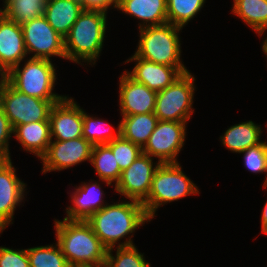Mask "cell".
Instances as JSON below:
<instances>
[{"mask_svg": "<svg viewBox=\"0 0 267 267\" xmlns=\"http://www.w3.org/2000/svg\"><path fill=\"white\" fill-rule=\"evenodd\" d=\"M86 221L91 225L94 234L104 247L109 250L134 246L132 239L134 232L141 226L143 227L145 223H150L151 220L146 215L141 202L121 199L113 201L112 204L108 203ZM121 240L123 242H120Z\"/></svg>", "mask_w": 267, "mask_h": 267, "instance_id": "6da1fadb", "label": "cell"}, {"mask_svg": "<svg viewBox=\"0 0 267 267\" xmlns=\"http://www.w3.org/2000/svg\"><path fill=\"white\" fill-rule=\"evenodd\" d=\"M56 242L70 267H102L107 249L83 220H54Z\"/></svg>", "mask_w": 267, "mask_h": 267, "instance_id": "7a4b0ae2", "label": "cell"}, {"mask_svg": "<svg viewBox=\"0 0 267 267\" xmlns=\"http://www.w3.org/2000/svg\"><path fill=\"white\" fill-rule=\"evenodd\" d=\"M107 14L98 10L81 12L64 38L66 60L81 66L87 63L89 67L97 63L107 37Z\"/></svg>", "mask_w": 267, "mask_h": 267, "instance_id": "3957f363", "label": "cell"}, {"mask_svg": "<svg viewBox=\"0 0 267 267\" xmlns=\"http://www.w3.org/2000/svg\"><path fill=\"white\" fill-rule=\"evenodd\" d=\"M139 42L134 55L150 62L175 67L181 74L190 70L181 59L182 28L166 23L138 29Z\"/></svg>", "mask_w": 267, "mask_h": 267, "instance_id": "277c9868", "label": "cell"}, {"mask_svg": "<svg viewBox=\"0 0 267 267\" xmlns=\"http://www.w3.org/2000/svg\"><path fill=\"white\" fill-rule=\"evenodd\" d=\"M200 189L182 170L180 163H161L152 179L151 189L142 202L150 220L161 206L189 195L200 194Z\"/></svg>", "mask_w": 267, "mask_h": 267, "instance_id": "5b68a950", "label": "cell"}, {"mask_svg": "<svg viewBox=\"0 0 267 267\" xmlns=\"http://www.w3.org/2000/svg\"><path fill=\"white\" fill-rule=\"evenodd\" d=\"M23 61L24 65L18 64L5 75V80L14 89L43 100H62L65 97L54 91L57 68L52 60L27 57Z\"/></svg>", "mask_w": 267, "mask_h": 267, "instance_id": "8992f818", "label": "cell"}, {"mask_svg": "<svg viewBox=\"0 0 267 267\" xmlns=\"http://www.w3.org/2000/svg\"><path fill=\"white\" fill-rule=\"evenodd\" d=\"M196 79L189 71L157 92L154 114L158 120L188 123L192 119Z\"/></svg>", "mask_w": 267, "mask_h": 267, "instance_id": "52a82bcc", "label": "cell"}, {"mask_svg": "<svg viewBox=\"0 0 267 267\" xmlns=\"http://www.w3.org/2000/svg\"><path fill=\"white\" fill-rule=\"evenodd\" d=\"M60 100H43L14 89L6 80L0 87V106L13 129L22 124L49 121L51 109Z\"/></svg>", "mask_w": 267, "mask_h": 267, "instance_id": "ba28073f", "label": "cell"}, {"mask_svg": "<svg viewBox=\"0 0 267 267\" xmlns=\"http://www.w3.org/2000/svg\"><path fill=\"white\" fill-rule=\"evenodd\" d=\"M21 28L29 58L52 60L53 57H59L66 60L64 38L53 29L44 15L23 23Z\"/></svg>", "mask_w": 267, "mask_h": 267, "instance_id": "9c48e42d", "label": "cell"}, {"mask_svg": "<svg viewBox=\"0 0 267 267\" xmlns=\"http://www.w3.org/2000/svg\"><path fill=\"white\" fill-rule=\"evenodd\" d=\"M184 122L158 120L155 130L143 148V154L158 159L160 163H178L187 136Z\"/></svg>", "mask_w": 267, "mask_h": 267, "instance_id": "30bf717a", "label": "cell"}, {"mask_svg": "<svg viewBox=\"0 0 267 267\" xmlns=\"http://www.w3.org/2000/svg\"><path fill=\"white\" fill-rule=\"evenodd\" d=\"M160 164L158 160L154 162V158L142 153L127 169L121 172L114 191L120 196H124L123 199L142 203L150 192L153 176Z\"/></svg>", "mask_w": 267, "mask_h": 267, "instance_id": "8fae6325", "label": "cell"}, {"mask_svg": "<svg viewBox=\"0 0 267 267\" xmlns=\"http://www.w3.org/2000/svg\"><path fill=\"white\" fill-rule=\"evenodd\" d=\"M93 145L83 137L71 140H51L46 153L40 158L42 174L53 171H63L90 162Z\"/></svg>", "mask_w": 267, "mask_h": 267, "instance_id": "7c38bea8", "label": "cell"}, {"mask_svg": "<svg viewBox=\"0 0 267 267\" xmlns=\"http://www.w3.org/2000/svg\"><path fill=\"white\" fill-rule=\"evenodd\" d=\"M51 140H71L83 137V108L72 97L55 103L49 116Z\"/></svg>", "mask_w": 267, "mask_h": 267, "instance_id": "4fadbf2b", "label": "cell"}, {"mask_svg": "<svg viewBox=\"0 0 267 267\" xmlns=\"http://www.w3.org/2000/svg\"><path fill=\"white\" fill-rule=\"evenodd\" d=\"M16 173L12 159L0 168V232L13 224L15 210L26 201L27 184Z\"/></svg>", "mask_w": 267, "mask_h": 267, "instance_id": "5bb4252c", "label": "cell"}, {"mask_svg": "<svg viewBox=\"0 0 267 267\" xmlns=\"http://www.w3.org/2000/svg\"><path fill=\"white\" fill-rule=\"evenodd\" d=\"M120 116L154 113L157 92L135 81L125 71L119 77Z\"/></svg>", "mask_w": 267, "mask_h": 267, "instance_id": "9a60e30c", "label": "cell"}, {"mask_svg": "<svg viewBox=\"0 0 267 267\" xmlns=\"http://www.w3.org/2000/svg\"><path fill=\"white\" fill-rule=\"evenodd\" d=\"M26 57L21 25L0 13V73L6 75Z\"/></svg>", "mask_w": 267, "mask_h": 267, "instance_id": "2e32d148", "label": "cell"}, {"mask_svg": "<svg viewBox=\"0 0 267 267\" xmlns=\"http://www.w3.org/2000/svg\"><path fill=\"white\" fill-rule=\"evenodd\" d=\"M81 182L75 185L74 191L70 194V206L66 207L65 219L86 221L93 213L99 211L108 203L103 198L105 192L98 181Z\"/></svg>", "mask_w": 267, "mask_h": 267, "instance_id": "e0dca14e", "label": "cell"}, {"mask_svg": "<svg viewBox=\"0 0 267 267\" xmlns=\"http://www.w3.org/2000/svg\"><path fill=\"white\" fill-rule=\"evenodd\" d=\"M135 62L132 71L125 72L135 81L149 89L160 92L167 88L182 74L175 68L136 57L134 54L124 63Z\"/></svg>", "mask_w": 267, "mask_h": 267, "instance_id": "ac0fdd59", "label": "cell"}, {"mask_svg": "<svg viewBox=\"0 0 267 267\" xmlns=\"http://www.w3.org/2000/svg\"><path fill=\"white\" fill-rule=\"evenodd\" d=\"M119 10L139 20L138 29L168 23L167 0H118Z\"/></svg>", "mask_w": 267, "mask_h": 267, "instance_id": "d6986e66", "label": "cell"}, {"mask_svg": "<svg viewBox=\"0 0 267 267\" xmlns=\"http://www.w3.org/2000/svg\"><path fill=\"white\" fill-rule=\"evenodd\" d=\"M13 136L23 151L34 154L40 160L51 143L50 123L38 121L18 125L13 129Z\"/></svg>", "mask_w": 267, "mask_h": 267, "instance_id": "ffe728a7", "label": "cell"}, {"mask_svg": "<svg viewBox=\"0 0 267 267\" xmlns=\"http://www.w3.org/2000/svg\"><path fill=\"white\" fill-rule=\"evenodd\" d=\"M82 11L78 0H46L44 16L53 29L65 38Z\"/></svg>", "mask_w": 267, "mask_h": 267, "instance_id": "44dd1931", "label": "cell"}, {"mask_svg": "<svg viewBox=\"0 0 267 267\" xmlns=\"http://www.w3.org/2000/svg\"><path fill=\"white\" fill-rule=\"evenodd\" d=\"M262 133L261 124L258 125L252 120H247L228 127L219 139L226 150L239 154L260 144Z\"/></svg>", "mask_w": 267, "mask_h": 267, "instance_id": "7402d4cb", "label": "cell"}, {"mask_svg": "<svg viewBox=\"0 0 267 267\" xmlns=\"http://www.w3.org/2000/svg\"><path fill=\"white\" fill-rule=\"evenodd\" d=\"M121 117V136L143 149L157 125L156 115L147 113Z\"/></svg>", "mask_w": 267, "mask_h": 267, "instance_id": "603a6c76", "label": "cell"}, {"mask_svg": "<svg viewBox=\"0 0 267 267\" xmlns=\"http://www.w3.org/2000/svg\"><path fill=\"white\" fill-rule=\"evenodd\" d=\"M231 12L261 38L267 31V0H233Z\"/></svg>", "mask_w": 267, "mask_h": 267, "instance_id": "cb8c5ba5", "label": "cell"}, {"mask_svg": "<svg viewBox=\"0 0 267 267\" xmlns=\"http://www.w3.org/2000/svg\"><path fill=\"white\" fill-rule=\"evenodd\" d=\"M90 164L94 167L102 184L105 183L107 186L114 187L119 181L122 171L107 144L93 146Z\"/></svg>", "mask_w": 267, "mask_h": 267, "instance_id": "d4e9b609", "label": "cell"}, {"mask_svg": "<svg viewBox=\"0 0 267 267\" xmlns=\"http://www.w3.org/2000/svg\"><path fill=\"white\" fill-rule=\"evenodd\" d=\"M121 136V122L113 128L104 119L89 115L83 109V138L94 145L108 144Z\"/></svg>", "mask_w": 267, "mask_h": 267, "instance_id": "484cf974", "label": "cell"}, {"mask_svg": "<svg viewBox=\"0 0 267 267\" xmlns=\"http://www.w3.org/2000/svg\"><path fill=\"white\" fill-rule=\"evenodd\" d=\"M0 13L17 24L39 18L44 15L45 2L39 0H3Z\"/></svg>", "mask_w": 267, "mask_h": 267, "instance_id": "4316f807", "label": "cell"}, {"mask_svg": "<svg viewBox=\"0 0 267 267\" xmlns=\"http://www.w3.org/2000/svg\"><path fill=\"white\" fill-rule=\"evenodd\" d=\"M206 0H167L168 23L183 29L204 7Z\"/></svg>", "mask_w": 267, "mask_h": 267, "instance_id": "83f0119b", "label": "cell"}, {"mask_svg": "<svg viewBox=\"0 0 267 267\" xmlns=\"http://www.w3.org/2000/svg\"><path fill=\"white\" fill-rule=\"evenodd\" d=\"M26 250L30 267H70L57 242Z\"/></svg>", "mask_w": 267, "mask_h": 267, "instance_id": "f1b7e54d", "label": "cell"}, {"mask_svg": "<svg viewBox=\"0 0 267 267\" xmlns=\"http://www.w3.org/2000/svg\"><path fill=\"white\" fill-rule=\"evenodd\" d=\"M116 251L113 255V252ZM104 267H152L136 245L107 250Z\"/></svg>", "mask_w": 267, "mask_h": 267, "instance_id": "f546056e", "label": "cell"}, {"mask_svg": "<svg viewBox=\"0 0 267 267\" xmlns=\"http://www.w3.org/2000/svg\"><path fill=\"white\" fill-rule=\"evenodd\" d=\"M107 145L111 148L121 171L127 169L143 153L141 147L124 139L122 136Z\"/></svg>", "mask_w": 267, "mask_h": 267, "instance_id": "4dcf8cb0", "label": "cell"}, {"mask_svg": "<svg viewBox=\"0 0 267 267\" xmlns=\"http://www.w3.org/2000/svg\"><path fill=\"white\" fill-rule=\"evenodd\" d=\"M239 154H243V165L249 172L267 174L266 141H262L260 144L250 147ZM264 179L263 188H267V175Z\"/></svg>", "mask_w": 267, "mask_h": 267, "instance_id": "1f68e13d", "label": "cell"}, {"mask_svg": "<svg viewBox=\"0 0 267 267\" xmlns=\"http://www.w3.org/2000/svg\"><path fill=\"white\" fill-rule=\"evenodd\" d=\"M0 267H30L27 250L0 246Z\"/></svg>", "mask_w": 267, "mask_h": 267, "instance_id": "d6a6232c", "label": "cell"}, {"mask_svg": "<svg viewBox=\"0 0 267 267\" xmlns=\"http://www.w3.org/2000/svg\"><path fill=\"white\" fill-rule=\"evenodd\" d=\"M13 135V127L4 113V110L0 106V152L8 159L11 160L10 156V139Z\"/></svg>", "mask_w": 267, "mask_h": 267, "instance_id": "836d02e7", "label": "cell"}, {"mask_svg": "<svg viewBox=\"0 0 267 267\" xmlns=\"http://www.w3.org/2000/svg\"><path fill=\"white\" fill-rule=\"evenodd\" d=\"M83 10H98L108 13V10L117 9L118 0H80Z\"/></svg>", "mask_w": 267, "mask_h": 267, "instance_id": "e575fe53", "label": "cell"}, {"mask_svg": "<svg viewBox=\"0 0 267 267\" xmlns=\"http://www.w3.org/2000/svg\"><path fill=\"white\" fill-rule=\"evenodd\" d=\"M261 233L267 235V201L262 209L261 213Z\"/></svg>", "mask_w": 267, "mask_h": 267, "instance_id": "d590c367", "label": "cell"}, {"mask_svg": "<svg viewBox=\"0 0 267 267\" xmlns=\"http://www.w3.org/2000/svg\"><path fill=\"white\" fill-rule=\"evenodd\" d=\"M261 50L264 52L263 54H265L267 58V35L262 42Z\"/></svg>", "mask_w": 267, "mask_h": 267, "instance_id": "8d00e7d4", "label": "cell"}, {"mask_svg": "<svg viewBox=\"0 0 267 267\" xmlns=\"http://www.w3.org/2000/svg\"><path fill=\"white\" fill-rule=\"evenodd\" d=\"M9 160L0 152V168Z\"/></svg>", "mask_w": 267, "mask_h": 267, "instance_id": "74e56055", "label": "cell"}, {"mask_svg": "<svg viewBox=\"0 0 267 267\" xmlns=\"http://www.w3.org/2000/svg\"><path fill=\"white\" fill-rule=\"evenodd\" d=\"M4 80H5V75L0 73V87H1Z\"/></svg>", "mask_w": 267, "mask_h": 267, "instance_id": "f35d334b", "label": "cell"}]
</instances>
